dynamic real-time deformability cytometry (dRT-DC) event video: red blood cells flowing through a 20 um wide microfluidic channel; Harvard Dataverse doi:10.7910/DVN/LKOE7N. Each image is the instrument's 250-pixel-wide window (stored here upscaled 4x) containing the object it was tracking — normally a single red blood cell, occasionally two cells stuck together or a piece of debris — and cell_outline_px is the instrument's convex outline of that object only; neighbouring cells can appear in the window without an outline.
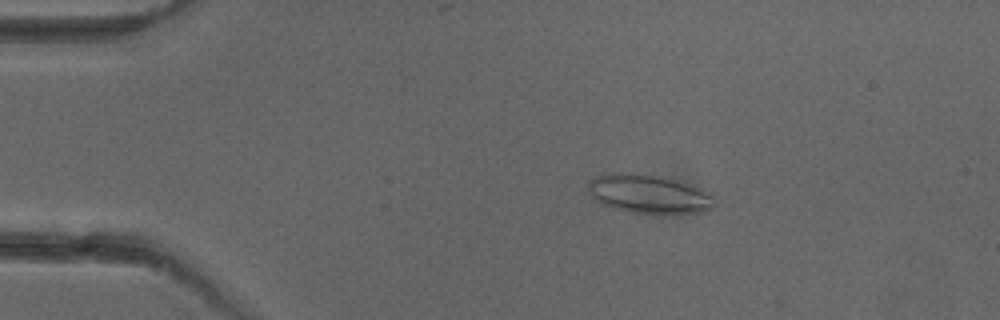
{"species": "common noctule bat (a hibernating species)", "species_latin": "Nyctalus noctula", "temperature_condition": "cold", "stored_images_in_passage": 3, "camera_frame_rate_fps": 3000, "um_per_image_px": 0.085, "animal": {"sex": "female"}, "frame": {"image": 1, "passage_image": 2, "time_ms": 2.667, "image_size_px": [1000, 320], "cell_outline_px": [[716, 204], [712, 208], [700, 212], [632, 212], [612, 208], [596, 200], [588, 192], [588, 180], [596, 176], [620, 172], [628, 172], [660, 176], [684, 184], [712, 196]], "centroid_in_image_um": [55.04, 16.47], "position_along_channel_um": 30.0, "area_um2": 27.51}}